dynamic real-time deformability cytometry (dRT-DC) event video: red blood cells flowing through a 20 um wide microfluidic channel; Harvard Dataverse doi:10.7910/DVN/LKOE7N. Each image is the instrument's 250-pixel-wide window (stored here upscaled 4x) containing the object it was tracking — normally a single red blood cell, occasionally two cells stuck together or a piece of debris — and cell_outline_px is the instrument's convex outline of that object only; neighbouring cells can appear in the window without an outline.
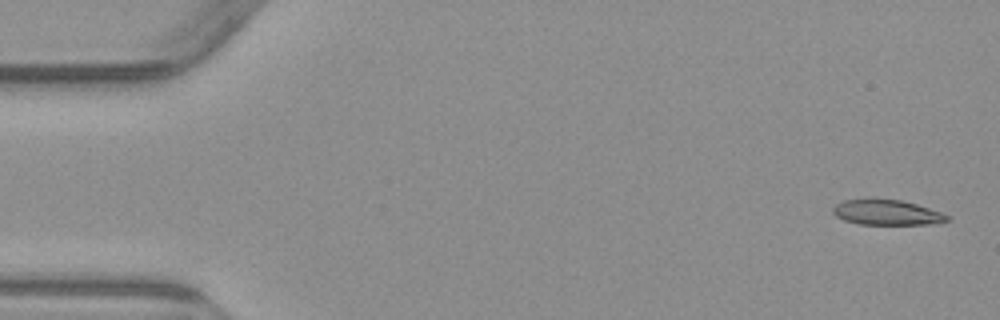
{"species": "common noctule bat (a hibernating species)", "species_latin": "Nyctalus noctula", "temperature_condition": "warm", "stored_images_in_passage": 5, "camera_frame_rate_fps": 3000, "um_per_image_px": 0.085, "animal": {"sex": "male", "body_mass_g": 23.1, "forearm_length_mm": 52.7}, "frame": {"image": 1, "passage_image": 1, "time_ms": 0.0, "image_size_px": [1000, 320], "cell_outline_px": [[948, 220], [936, 224], [860, 224], [844, 220], [836, 216], [832, 212], [832, 208], [836, 204], [844, 200], [900, 200], [916, 204], [940, 212], [948, 216]], "centroid_in_image_um": [75.37, 18.07], "position_along_channel_um": 9.6, "area_um2": 16.36}}
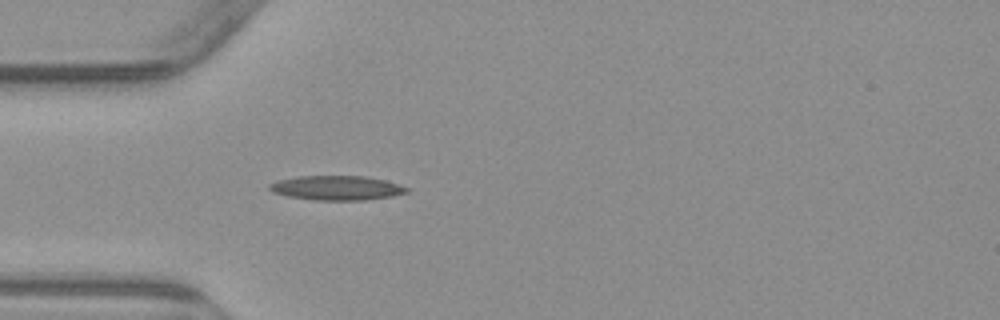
{"frame": {"image": 2, "passage_image": 5, "time_ms": 4.667, "image_size_px": [1000, 320], "cell_outline_px": [[408, 192], [392, 196], [364, 200], [316, 200], [288, 196], [272, 192], [268, 188], [268, 184], [276, 180], [296, 176], [364, 176], [384, 180], [408, 188]], "centroid_in_image_um": [28.55, 15.97], "position_along_channel_um": 56.4, "area_um2": 19.48}}